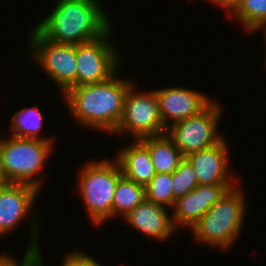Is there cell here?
<instances>
[{
	"label": "cell",
	"instance_id": "4fadbf2b",
	"mask_svg": "<svg viewBox=\"0 0 266 266\" xmlns=\"http://www.w3.org/2000/svg\"><path fill=\"white\" fill-rule=\"evenodd\" d=\"M230 145L225 138L215 146L186 156L195 170L198 185L237 184L240 177L230 172L228 164ZM239 178V179H238Z\"/></svg>",
	"mask_w": 266,
	"mask_h": 266
},
{
	"label": "cell",
	"instance_id": "8fae6325",
	"mask_svg": "<svg viewBox=\"0 0 266 266\" xmlns=\"http://www.w3.org/2000/svg\"><path fill=\"white\" fill-rule=\"evenodd\" d=\"M155 92L166 129L177 122L196 116L213 101L203 92L179 86L155 89Z\"/></svg>",
	"mask_w": 266,
	"mask_h": 266
},
{
	"label": "cell",
	"instance_id": "30bf717a",
	"mask_svg": "<svg viewBox=\"0 0 266 266\" xmlns=\"http://www.w3.org/2000/svg\"><path fill=\"white\" fill-rule=\"evenodd\" d=\"M112 33L111 27L101 37L76 45L77 87L104 82L121 68Z\"/></svg>",
	"mask_w": 266,
	"mask_h": 266
},
{
	"label": "cell",
	"instance_id": "3957f363",
	"mask_svg": "<svg viewBox=\"0 0 266 266\" xmlns=\"http://www.w3.org/2000/svg\"><path fill=\"white\" fill-rule=\"evenodd\" d=\"M240 182L223 196L190 229L196 243L226 249L241 235L246 215V194Z\"/></svg>",
	"mask_w": 266,
	"mask_h": 266
},
{
	"label": "cell",
	"instance_id": "d4e9b609",
	"mask_svg": "<svg viewBox=\"0 0 266 266\" xmlns=\"http://www.w3.org/2000/svg\"><path fill=\"white\" fill-rule=\"evenodd\" d=\"M7 181L4 177L3 169H2V164H1V156H0V185L6 184Z\"/></svg>",
	"mask_w": 266,
	"mask_h": 266
},
{
	"label": "cell",
	"instance_id": "9a60e30c",
	"mask_svg": "<svg viewBox=\"0 0 266 266\" xmlns=\"http://www.w3.org/2000/svg\"><path fill=\"white\" fill-rule=\"evenodd\" d=\"M115 158L123 176L137 184L146 186L156 175L148 148L140 141L132 139V143L119 149Z\"/></svg>",
	"mask_w": 266,
	"mask_h": 266
},
{
	"label": "cell",
	"instance_id": "484cf974",
	"mask_svg": "<svg viewBox=\"0 0 266 266\" xmlns=\"http://www.w3.org/2000/svg\"><path fill=\"white\" fill-rule=\"evenodd\" d=\"M264 28V29H263ZM260 29V31L262 30L263 32H264V35H265V41H266V25H263V26H261V27H259L257 30H259ZM266 44V43H265ZM266 66V65H265Z\"/></svg>",
	"mask_w": 266,
	"mask_h": 266
},
{
	"label": "cell",
	"instance_id": "6da1fadb",
	"mask_svg": "<svg viewBox=\"0 0 266 266\" xmlns=\"http://www.w3.org/2000/svg\"><path fill=\"white\" fill-rule=\"evenodd\" d=\"M118 72L104 82L72 87L63 95L78 124L110 135L115 132L123 114L126 92L133 84L132 79L118 77Z\"/></svg>",
	"mask_w": 266,
	"mask_h": 266
},
{
	"label": "cell",
	"instance_id": "d6986e66",
	"mask_svg": "<svg viewBox=\"0 0 266 266\" xmlns=\"http://www.w3.org/2000/svg\"><path fill=\"white\" fill-rule=\"evenodd\" d=\"M230 15L246 30L253 33L266 25V0H239Z\"/></svg>",
	"mask_w": 266,
	"mask_h": 266
},
{
	"label": "cell",
	"instance_id": "e0dca14e",
	"mask_svg": "<svg viewBox=\"0 0 266 266\" xmlns=\"http://www.w3.org/2000/svg\"><path fill=\"white\" fill-rule=\"evenodd\" d=\"M44 115L39 111L38 106H31L17 111L11 118V136L18 138L42 139L46 141H55L50 137H40L43 127Z\"/></svg>",
	"mask_w": 266,
	"mask_h": 266
},
{
	"label": "cell",
	"instance_id": "ba28073f",
	"mask_svg": "<svg viewBox=\"0 0 266 266\" xmlns=\"http://www.w3.org/2000/svg\"><path fill=\"white\" fill-rule=\"evenodd\" d=\"M39 192L37 188L27 184L6 183L0 185V237L17 229L21 221L23 222V219L27 218L30 213L32 222L27 248L39 257H43L39 244V218L36 212H31Z\"/></svg>",
	"mask_w": 266,
	"mask_h": 266
},
{
	"label": "cell",
	"instance_id": "9c48e42d",
	"mask_svg": "<svg viewBox=\"0 0 266 266\" xmlns=\"http://www.w3.org/2000/svg\"><path fill=\"white\" fill-rule=\"evenodd\" d=\"M31 29L27 46L32 58L41 65L63 95L70 88L77 87L76 45L50 42L34 28Z\"/></svg>",
	"mask_w": 266,
	"mask_h": 266
},
{
	"label": "cell",
	"instance_id": "7c38bea8",
	"mask_svg": "<svg viewBox=\"0 0 266 266\" xmlns=\"http://www.w3.org/2000/svg\"><path fill=\"white\" fill-rule=\"evenodd\" d=\"M236 184H202L176 199L171 209L174 227H187L190 230L205 213Z\"/></svg>",
	"mask_w": 266,
	"mask_h": 266
},
{
	"label": "cell",
	"instance_id": "52a82bcc",
	"mask_svg": "<svg viewBox=\"0 0 266 266\" xmlns=\"http://www.w3.org/2000/svg\"><path fill=\"white\" fill-rule=\"evenodd\" d=\"M213 101L196 116L189 117L167 128L166 134L183 157L191 153L211 148L221 142L224 136L219 134V120L222 106Z\"/></svg>",
	"mask_w": 266,
	"mask_h": 266
},
{
	"label": "cell",
	"instance_id": "277c9868",
	"mask_svg": "<svg viewBox=\"0 0 266 266\" xmlns=\"http://www.w3.org/2000/svg\"><path fill=\"white\" fill-rule=\"evenodd\" d=\"M78 171V191L94 225L102 226L112 219L115 189L123 176L121 167L113 160H91Z\"/></svg>",
	"mask_w": 266,
	"mask_h": 266
},
{
	"label": "cell",
	"instance_id": "ffe728a7",
	"mask_svg": "<svg viewBox=\"0 0 266 266\" xmlns=\"http://www.w3.org/2000/svg\"><path fill=\"white\" fill-rule=\"evenodd\" d=\"M146 200L169 207H174L176 198L173 195L172 173H156L145 186Z\"/></svg>",
	"mask_w": 266,
	"mask_h": 266
},
{
	"label": "cell",
	"instance_id": "603a6c76",
	"mask_svg": "<svg viewBox=\"0 0 266 266\" xmlns=\"http://www.w3.org/2000/svg\"><path fill=\"white\" fill-rule=\"evenodd\" d=\"M24 254L21 263L11 254L0 252V266H39V256L35 252L27 248Z\"/></svg>",
	"mask_w": 266,
	"mask_h": 266
},
{
	"label": "cell",
	"instance_id": "cb8c5ba5",
	"mask_svg": "<svg viewBox=\"0 0 266 266\" xmlns=\"http://www.w3.org/2000/svg\"><path fill=\"white\" fill-rule=\"evenodd\" d=\"M207 1L215 3L216 6H219L221 9H224L226 13L227 12L231 13V11L234 9V7L239 2V0H207Z\"/></svg>",
	"mask_w": 266,
	"mask_h": 266
},
{
	"label": "cell",
	"instance_id": "5bb4252c",
	"mask_svg": "<svg viewBox=\"0 0 266 266\" xmlns=\"http://www.w3.org/2000/svg\"><path fill=\"white\" fill-rule=\"evenodd\" d=\"M162 205L147 201L137 205L123 219L130 227L141 232L146 237L159 241H167L177 232L172 222V216ZM169 214V215H168ZM166 239V240H165Z\"/></svg>",
	"mask_w": 266,
	"mask_h": 266
},
{
	"label": "cell",
	"instance_id": "8992f818",
	"mask_svg": "<svg viewBox=\"0 0 266 266\" xmlns=\"http://www.w3.org/2000/svg\"><path fill=\"white\" fill-rule=\"evenodd\" d=\"M136 86L134 82L126 92L123 114L113 134L128 133L133 140H139L166 133L155 90L139 91Z\"/></svg>",
	"mask_w": 266,
	"mask_h": 266
},
{
	"label": "cell",
	"instance_id": "7a4b0ae2",
	"mask_svg": "<svg viewBox=\"0 0 266 266\" xmlns=\"http://www.w3.org/2000/svg\"><path fill=\"white\" fill-rule=\"evenodd\" d=\"M99 0H56L52 11L33 27L57 44H81L104 35L112 26Z\"/></svg>",
	"mask_w": 266,
	"mask_h": 266
},
{
	"label": "cell",
	"instance_id": "44dd1931",
	"mask_svg": "<svg viewBox=\"0 0 266 266\" xmlns=\"http://www.w3.org/2000/svg\"><path fill=\"white\" fill-rule=\"evenodd\" d=\"M198 186L196 173L191 163L184 157L172 173L173 195L177 199Z\"/></svg>",
	"mask_w": 266,
	"mask_h": 266
},
{
	"label": "cell",
	"instance_id": "2e32d148",
	"mask_svg": "<svg viewBox=\"0 0 266 266\" xmlns=\"http://www.w3.org/2000/svg\"><path fill=\"white\" fill-rule=\"evenodd\" d=\"M139 140L148 148L156 173H173L184 158L166 133Z\"/></svg>",
	"mask_w": 266,
	"mask_h": 266
},
{
	"label": "cell",
	"instance_id": "ac0fdd59",
	"mask_svg": "<svg viewBox=\"0 0 266 266\" xmlns=\"http://www.w3.org/2000/svg\"><path fill=\"white\" fill-rule=\"evenodd\" d=\"M145 199V186L122 176L117 183L114 193L112 218L119 217L120 215L124 218Z\"/></svg>",
	"mask_w": 266,
	"mask_h": 266
},
{
	"label": "cell",
	"instance_id": "5b68a950",
	"mask_svg": "<svg viewBox=\"0 0 266 266\" xmlns=\"http://www.w3.org/2000/svg\"><path fill=\"white\" fill-rule=\"evenodd\" d=\"M53 147L54 141L0 137L1 164L7 183L27 184L40 191L44 181L38 175L42 174Z\"/></svg>",
	"mask_w": 266,
	"mask_h": 266
},
{
	"label": "cell",
	"instance_id": "7402d4cb",
	"mask_svg": "<svg viewBox=\"0 0 266 266\" xmlns=\"http://www.w3.org/2000/svg\"><path fill=\"white\" fill-rule=\"evenodd\" d=\"M44 258L39 257V266H44ZM61 266H102L100 262H97L96 259L87 255L84 251L70 252L66 254Z\"/></svg>",
	"mask_w": 266,
	"mask_h": 266
}]
</instances>
